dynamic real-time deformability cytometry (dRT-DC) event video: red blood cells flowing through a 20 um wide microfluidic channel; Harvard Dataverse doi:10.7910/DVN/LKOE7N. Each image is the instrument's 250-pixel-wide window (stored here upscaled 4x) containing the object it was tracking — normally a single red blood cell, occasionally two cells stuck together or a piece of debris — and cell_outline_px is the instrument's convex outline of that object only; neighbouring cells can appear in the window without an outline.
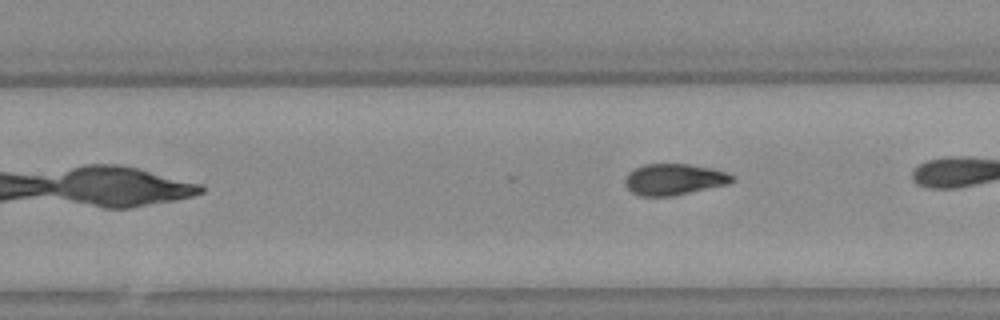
{"species": "Egyptian fruit bat (a non-hibernating species)", "species_latin": "Rousettus aegyptiacus", "temperature_condition": "warm", "stored_images_in_passage": 17, "camera_frame_rate_fps": 3000, "um_per_image_px": 0.085, "animal": {"sex": "female"}, "frame": {"image": 1, "passage_image": 17, "time_ms": 5.333, "image_size_px": [1000, 320], "cell_outline_px": [[736, 180], [728, 184], [672, 196], [640, 196], [632, 192], [624, 184], [624, 180], [628, 172], [644, 164], [692, 164], [712, 168], [728, 172], [736, 176]], "centroid_in_image_um": [57.33, 15.24], "position_along_channel_um": 272.5, "area_um2": 19.71}}